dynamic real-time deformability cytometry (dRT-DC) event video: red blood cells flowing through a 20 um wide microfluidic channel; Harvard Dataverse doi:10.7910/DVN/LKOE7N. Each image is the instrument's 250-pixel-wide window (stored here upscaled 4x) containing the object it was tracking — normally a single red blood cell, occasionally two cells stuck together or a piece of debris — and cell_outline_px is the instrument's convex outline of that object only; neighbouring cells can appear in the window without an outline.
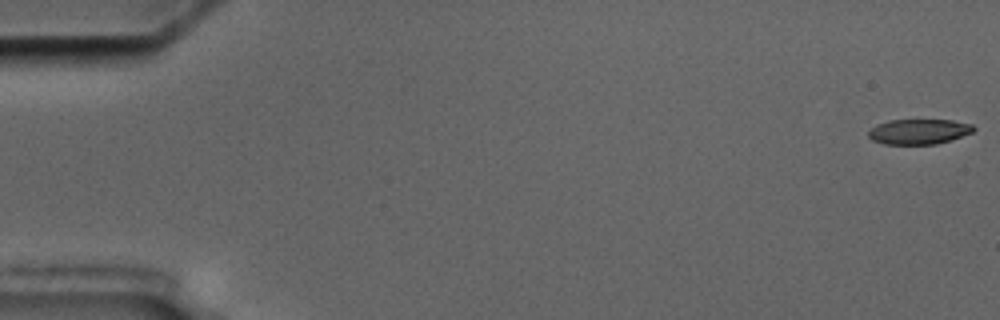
{"species": "common noctule bat (a hibernating species)", "species_latin": "Nyctalus noctula", "temperature_condition": "cold", "stored_images_in_passage": 57, "camera_frame_rate_fps": 3000, "um_per_image_px": 0.085, "animal": {"sex": "male", "body_mass_g": 17.5, "forearm_length_mm": 52.3}, "frame": {"image": 1, "passage_image": 1, "time_ms": 0.0, "image_size_px": [1000, 320], "cell_outline_px": [[976, 128], [972, 132], [936, 144], [884, 144], [872, 140], [868, 136], [868, 132], [876, 124], [888, 120], [952, 120], [972, 124]], "centroid_in_image_um": [78.07, 11.18], "position_along_channel_um": 6.9, "area_um2": 15.32}}
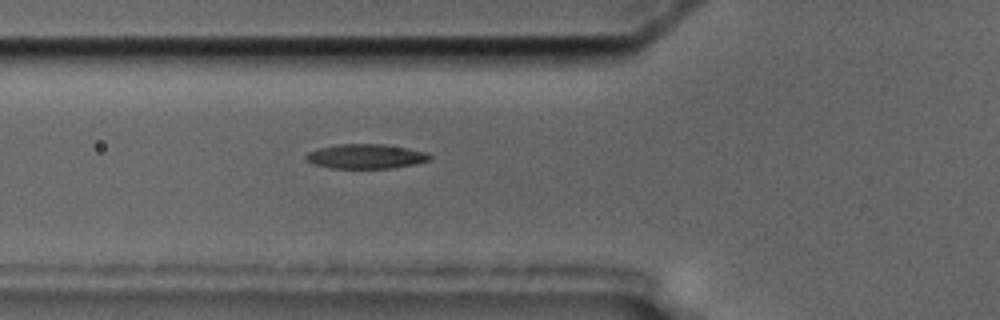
{"frame": {"image": 2, "passage_image": 21, "time_ms": 6.667, "image_size_px": [1000, 320], "cell_outline_px": [[432, 160], [392, 168], [328, 168], [312, 164], [304, 156], [308, 152], [320, 148], [336, 144], [384, 144], [408, 148], [428, 152], [432, 156]], "centroid_in_image_um": [31.11, 13.29], "position_along_channel_um": 94.7, "area_um2": 17.8}}
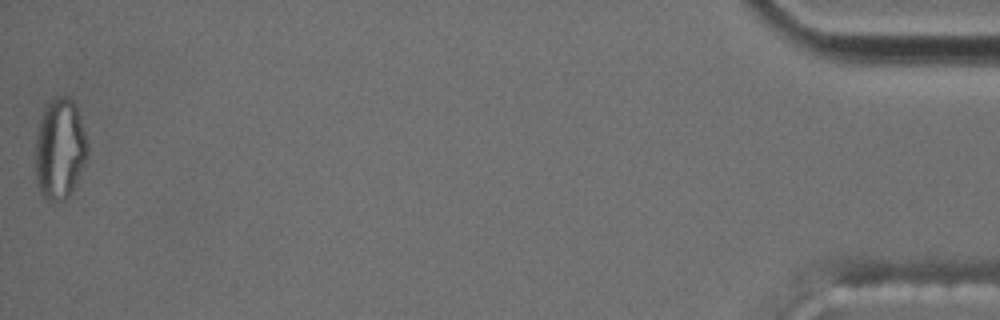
{"frame": {"image": 3, "passage_image": 57, "time_ms": 18.667, "image_size_px": [1000, 320], "cell_outline_px": [[88, 156], [68, 196], [64, 200], [48, 200], [40, 192], [36, 176], [36, 136], [40, 120], [44, 108], [56, 96], [68, 96], [76, 104], [84, 128], [88, 144]], "centroid_in_image_um": [5.1, 12.61], "position_along_channel_um": 430.1, "area_um2": 30.35}, "authors_computed_cell_mechanics": {"area_um2": 17.6868, "velocity_mm_per_s": 3.5723, "shape_relaxation_time_tau1_ms": null, "shape_relaxation_time_tau2_ms": 11.0068, "deformation_change_tau1": null, "deformation_change_tau2": 0.2231}}